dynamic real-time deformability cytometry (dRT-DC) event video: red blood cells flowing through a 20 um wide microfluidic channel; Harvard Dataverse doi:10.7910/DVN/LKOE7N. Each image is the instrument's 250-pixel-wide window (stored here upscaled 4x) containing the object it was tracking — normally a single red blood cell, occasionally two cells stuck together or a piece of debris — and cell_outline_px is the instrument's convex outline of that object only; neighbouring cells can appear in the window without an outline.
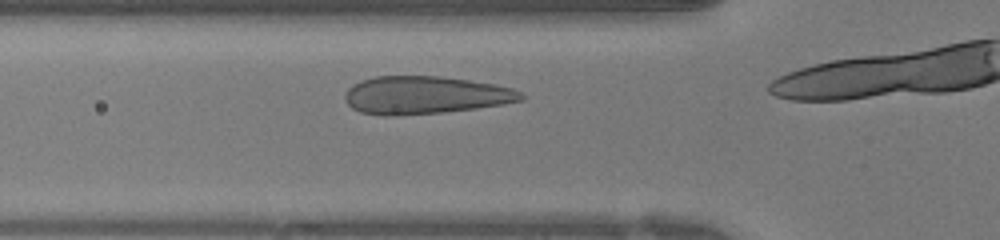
{"species": "human", "species_latin": "Homo sapiens", "temperature_condition": "warm", "stored_images_in_passage": 6, "camera_frame_rate_fps": 3000, "um_per_image_px": 0.085, "donor": {"sex": "female"}, "frame": {"image": 1, "passage_image": 3, "time_ms": 0.667, "image_size_px": [1000, 240], "cell_outline_px": [[524, 100], [504, 104], [476, 108], [440, 112], [400, 116], [384, 116], [360, 112], [352, 108], [344, 100], [344, 92], [352, 84], [360, 80], [376, 76], [440, 76], [468, 80], [492, 84], [512, 88], [520, 92], [524, 96]], "centroid_in_image_um": [36.08, 8.09], "position_along_channel_um": 89.7, "area_um2": 38.96}}
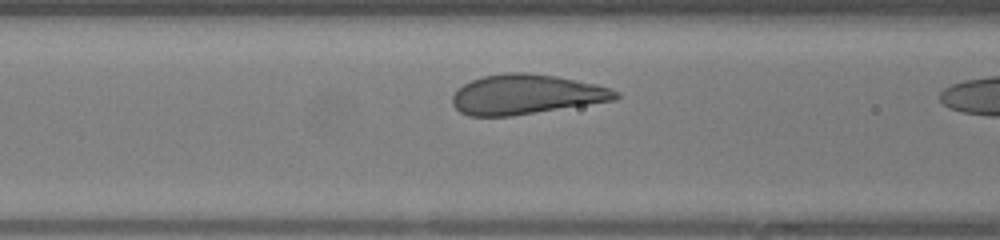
{"frame": {"image": 2, "passage_image": 5, "time_ms": 1.333, "image_size_px": [1000, 240], "cell_outline_px": [[620, 96], [616, 100], [512, 116], [468, 116], [460, 112], [452, 104], [452, 96], [464, 84], [472, 80], [484, 76], [504, 72], [528, 72], [556, 76], [596, 84], [612, 88], [620, 92]], "centroid_in_image_um": [44.75, 8.02], "position_along_channel_um": 121.9, "area_um2": 37.97}}